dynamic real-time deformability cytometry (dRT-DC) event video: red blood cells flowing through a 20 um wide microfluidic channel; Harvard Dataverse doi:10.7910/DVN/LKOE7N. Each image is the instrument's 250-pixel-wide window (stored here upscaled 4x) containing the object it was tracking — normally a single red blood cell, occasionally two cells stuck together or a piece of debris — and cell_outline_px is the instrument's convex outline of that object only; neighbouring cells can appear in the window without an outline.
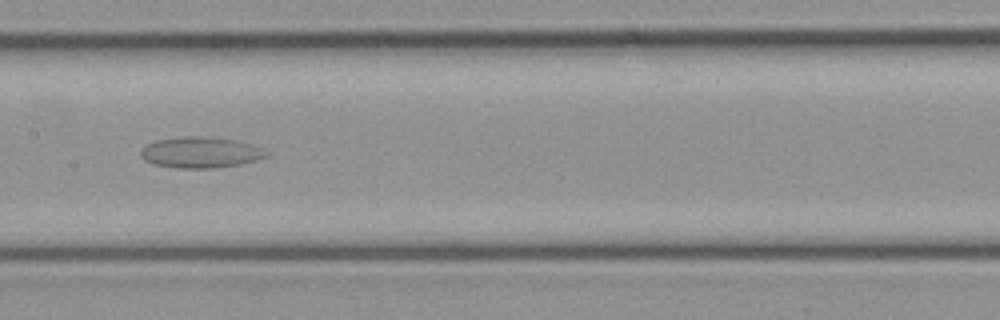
{"species": "common noctule bat (a hibernating species)", "species_latin": "Nyctalus noctula", "temperature_condition": "cold", "stored_images_in_passage": 32, "camera_frame_rate_fps": 3000, "um_per_image_px": 0.085, "animal": {"sex": "female", "body_mass_g": 21.9}, "frame": {"image": 1, "passage_image": 16, "time_ms": 5.0, "image_size_px": [1000, 320], "cell_outline_px": [[268, 156], [256, 160], [240, 164], [216, 168], [176, 168], [152, 164], [144, 160], [140, 156], [140, 148], [156, 140], [184, 136], [196, 136], [236, 140], [252, 144], [264, 148], [268, 152]], "centroid_in_image_um": [17.04, 12.96], "position_along_channel_um": 190.4, "area_um2": 22.83}}
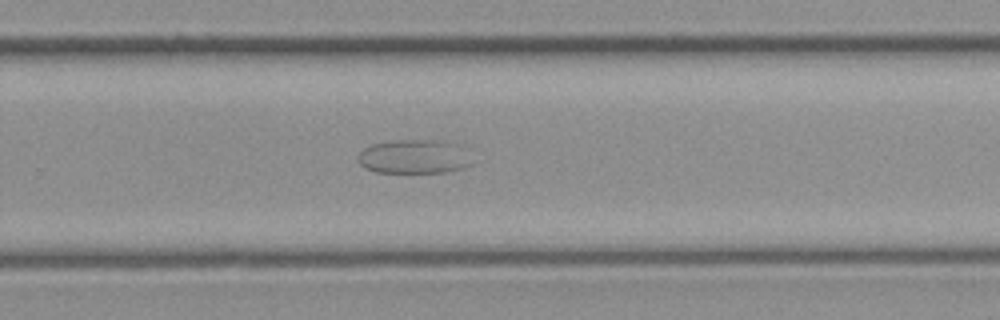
{"frame": {"image": 2, "passage_image": 21, "time_ms": 6.667, "image_size_px": [1000, 320], "cell_outline_px": [[472, 164], [464, 168], [444, 172], [376, 172], [364, 168], [360, 164], [356, 156], [364, 148], [372, 144], [396, 140], [444, 140], [460, 144]], "centroid_in_image_um": [35.18, 13.31], "position_along_channel_um": 294.6, "area_um2": 22.66}}
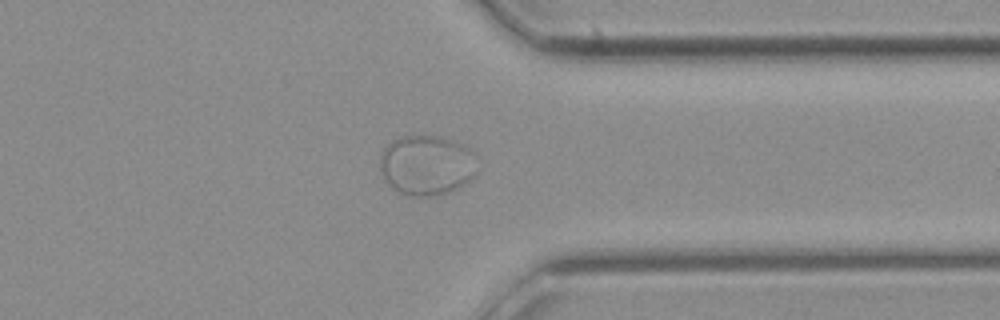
{"frame": {"image": 3, "passage_image": 25, "time_ms": 8.0, "image_size_px": [1000, 320], "cell_outline_px": [[480, 156], [476, 172], [464, 184], [448, 192], [436, 196], [408, 196], [392, 188], [384, 180], [380, 168], [380, 152], [392, 140], [400, 136], [440, 136], [464, 144]], "centroid_in_image_um": [36.29, 14.03], "position_along_channel_um": 375.1, "area_um2": 34.68}}